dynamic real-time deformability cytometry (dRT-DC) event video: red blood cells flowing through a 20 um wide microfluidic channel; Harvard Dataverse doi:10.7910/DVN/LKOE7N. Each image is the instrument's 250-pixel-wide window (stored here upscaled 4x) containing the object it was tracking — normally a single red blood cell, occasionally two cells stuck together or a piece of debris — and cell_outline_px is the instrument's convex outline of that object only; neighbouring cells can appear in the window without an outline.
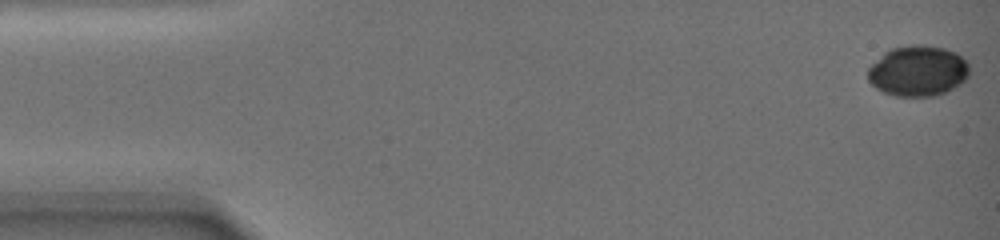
{"species": "common noctule bat (a hibernating species)", "species_latin": "Nyctalus noctula", "temperature_condition": "warm", "stored_images_in_passage": 2, "camera_frame_rate_fps": 3000, "um_per_image_px": 0.085, "animal": {"sex": "female", "body_mass_g": 19.0, "forearm_length_mm": 51.5}, "frame": {"image": 1, "passage_image": 1, "time_ms": 0.0, "image_size_px": [1000, 240], "cell_outline_px": [[968, 76], [960, 84], [936, 96], [896, 96], [884, 92], [876, 88], [868, 80], [868, 68], [884, 52], [892, 48], [912, 44], [920, 44], [944, 48], [956, 52], [968, 64]], "centroid_in_image_um": [78.0, 6.02], "position_along_channel_um": 7.0, "area_um2": 29.82}}